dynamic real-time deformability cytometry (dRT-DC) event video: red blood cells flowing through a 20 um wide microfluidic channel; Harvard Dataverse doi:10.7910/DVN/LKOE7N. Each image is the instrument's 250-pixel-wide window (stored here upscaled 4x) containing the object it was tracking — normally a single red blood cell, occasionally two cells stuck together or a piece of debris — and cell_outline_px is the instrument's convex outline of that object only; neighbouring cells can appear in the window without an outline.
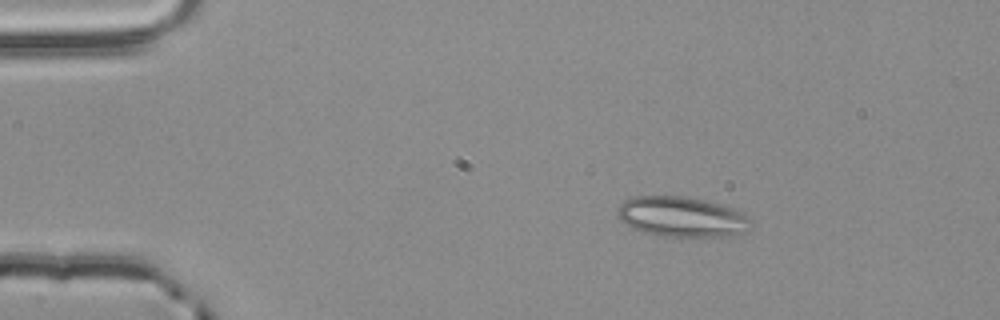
{"species": "common noctule bat (a hibernating species)", "species_latin": "Nyctalus noctula", "temperature_condition": "room temperature", "stored_images_in_passage": 54, "camera_frame_rate_fps": 3000, "um_per_image_px": 0.085, "animal": {"sex": "male", "body_mass_g": 20.4}, "frame": {"image": 1, "passage_image": 9, "time_ms": 2.667, "image_size_px": [1000, 320], "cell_outline_px": [[752, 224], [748, 232], [724, 236], [660, 236], [644, 232], [632, 228], [624, 224], [620, 220], [616, 212], [616, 208], [624, 200], [632, 196], [680, 196], [704, 200], [736, 208], [744, 212], [748, 216]], "centroid_in_image_um": [57.95, 18.42], "position_along_channel_um": 27.0, "area_um2": 31.62}}
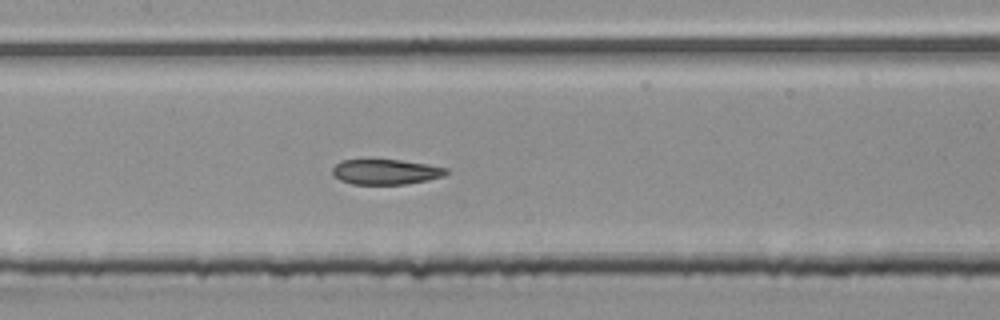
{"frame": {"image": 2, "passage_image": 26, "time_ms": 8.333, "image_size_px": [1000, 320], "cell_outline_px": [[448, 172], [444, 176], [428, 180], [408, 184], [352, 184], [340, 180], [332, 172], [332, 168], [340, 160], [400, 160], [428, 164], [448, 168]], "centroid_in_image_um": [32.81, 14.61], "position_along_channel_um": 174.6, "area_um2": 16.7}}
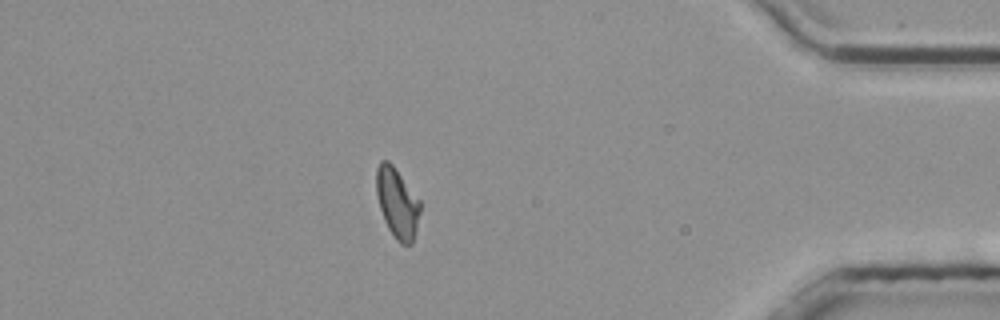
{"frame": {"image": 3, "passage_image": 47, "time_ms": 15.333, "image_size_px": [1000, 320], "cell_outline_px": [[420, 212], [412, 244], [400, 244], [396, 240], [388, 228], [384, 220], [380, 208], [376, 192], [376, 168], [380, 160], [388, 160], [392, 164], [420, 200]], "centroid_in_image_um": [33.75, 17.24], "position_along_channel_um": 401.5, "area_um2": 17.8}, "authors_computed_cell_mechanics": {"area_um2": 18.207, "velocity_mm_per_s": 3.8441, "shape_relaxation_time_tau1_ms": null, "shape_relaxation_time_tau2_ms": 2.3875, "deformation_change_tau1": null, "deformation_change_tau2": 0.0755}}